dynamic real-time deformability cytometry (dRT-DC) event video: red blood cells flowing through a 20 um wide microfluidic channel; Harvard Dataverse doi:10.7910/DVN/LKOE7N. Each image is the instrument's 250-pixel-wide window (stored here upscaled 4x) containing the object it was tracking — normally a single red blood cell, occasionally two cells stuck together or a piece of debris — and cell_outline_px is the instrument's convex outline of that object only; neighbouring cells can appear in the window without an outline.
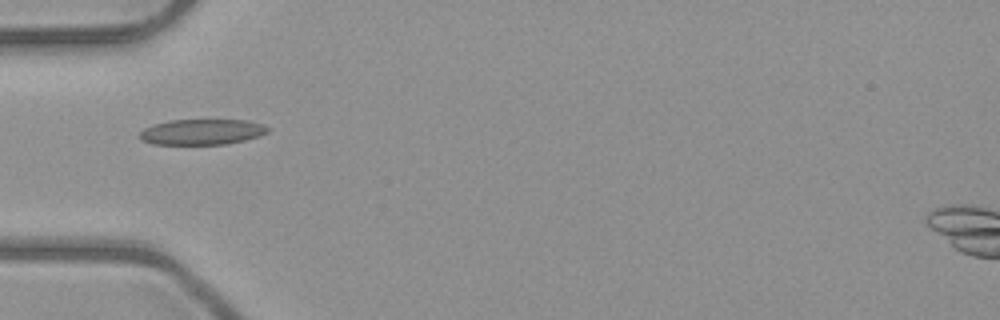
{"species": "common noctule bat (a hibernating species)", "species_latin": "Nyctalus noctula", "temperature_condition": "room temperature", "stored_images_in_passage": 35, "camera_frame_rate_fps": 3000, "um_per_image_px": 0.085, "animal": {"sex": "male", "body_mass_g": 23.1, "forearm_length_mm": 52.7}, "frame": {"image": 1, "passage_image": 1, "time_ms": 0.0, "image_size_px": [1000, 320], "cell_outline_px": [[268, 132], [244, 140], [228, 144], [152, 144], [140, 140], [140, 132], [144, 128], [152, 124], [168, 120], [244, 120], [264, 124], [268, 128]], "centroid_in_image_um": [17.12, 11.21], "position_along_channel_um": 67.9, "area_um2": 19.07}}
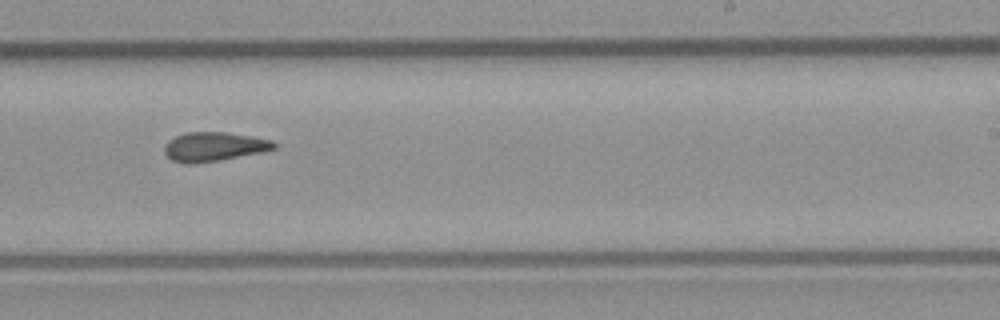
{"frame": {"image": 2, "passage_image": 16, "time_ms": 5.0, "image_size_px": [1000, 320], "cell_outline_px": [[276, 148], [264, 152], [220, 160], [172, 160], [164, 152], [164, 144], [168, 140], [184, 132], [228, 132], [252, 136], [272, 140], [276, 144]], "centroid_in_image_um": [18.26, 12.41], "position_along_channel_um": 270.7, "area_um2": 18.03}}
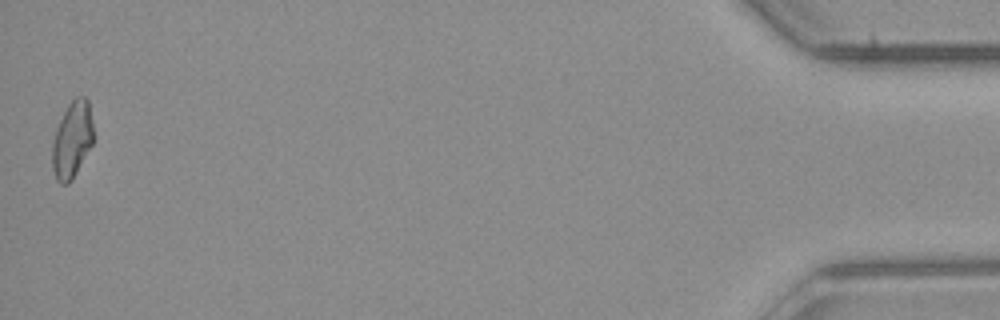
{"frame": {"image": 3, "passage_image": 35, "time_ms": 11.333, "image_size_px": [1000, 320], "cell_outline_px": [[92, 144], [72, 180], [68, 184], [60, 184], [56, 180], [52, 168], [52, 140], [56, 128], [68, 104], [76, 96], [84, 96], [88, 100], [92, 120]], "centroid_in_image_um": [6.11, 11.89], "position_along_channel_um": 429.1, "area_um2": 18.32}, "authors_computed_cell_mechanics": {"area_um2": 18.3804, "velocity_mm_per_s": 4.0534, "shape_relaxation_time_tau1_ms": null, "shape_relaxation_time_tau2_ms": 3.3752, "deformation_change_tau1": null, "deformation_change_tau2": 0.1105}}